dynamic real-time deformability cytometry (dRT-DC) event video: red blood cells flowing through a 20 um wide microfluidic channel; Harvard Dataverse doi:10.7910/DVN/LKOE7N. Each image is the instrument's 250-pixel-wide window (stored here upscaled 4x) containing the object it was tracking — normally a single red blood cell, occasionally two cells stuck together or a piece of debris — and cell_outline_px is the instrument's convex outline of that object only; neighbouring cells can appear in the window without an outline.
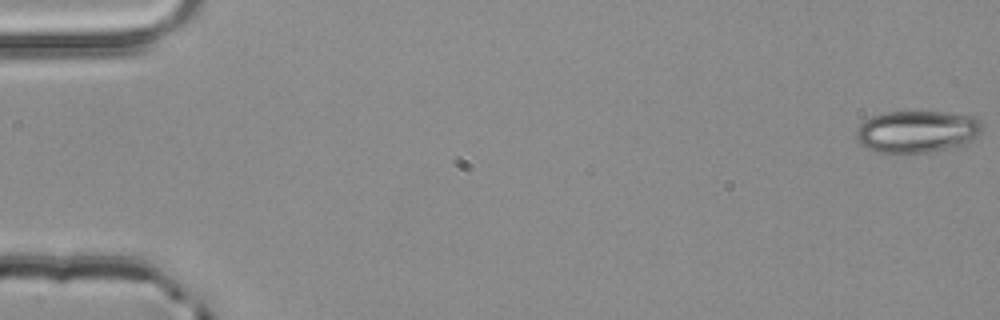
{"species": "common noctule bat (a hibernating species)", "species_latin": "Nyctalus noctula", "temperature_condition": "room temperature", "stored_images_in_passage": 43, "segment_of_instrument_passage": [1, 2], "camera_frame_rate_fps": 3000, "um_per_image_px": 0.085, "animal": {"sex": "male", "body_mass_g": 20.4}, "frame": {"image": 1, "passage_image": 1, "time_ms": 0.0, "image_size_px": [1000, 320], "cell_outline_px": [[984, 124], [980, 132], [972, 140], [964, 144], [948, 148], [928, 152], [896, 156], [876, 152], [860, 144], [856, 140], [856, 132], [860, 124], [864, 120], [872, 116], [888, 112], [944, 112], [972, 116], [980, 120]], "centroid_in_image_um": [77.91, 11.22], "position_along_channel_um": 7.1, "area_um2": 31.44}}
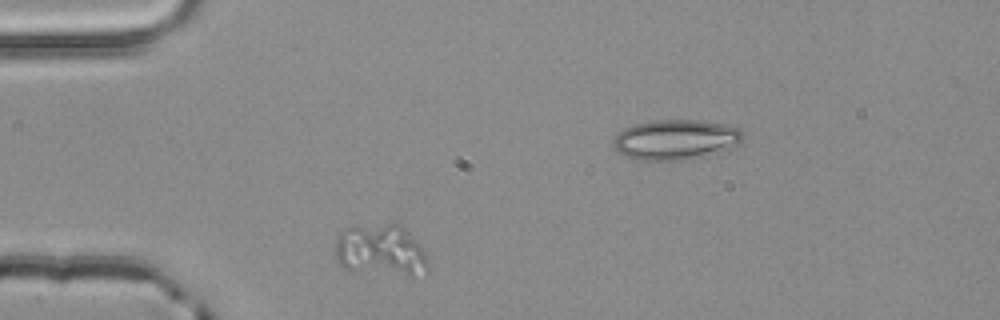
{"frame": {"image": 2, "passage_image": 10, "time_ms": 3.0, "image_size_px": [1000, 320], "cell_outline_px": [[428, 272], [412, 280], [352, 272], [344, 268], [336, 260], [336, 236], [340, 232], [348, 228], [388, 224], [400, 224], [404, 228], [424, 252], [428, 260]], "centroid_in_image_um": [32.39, 21.42], "position_along_channel_um": 52.6, "area_um2": 29.02}}